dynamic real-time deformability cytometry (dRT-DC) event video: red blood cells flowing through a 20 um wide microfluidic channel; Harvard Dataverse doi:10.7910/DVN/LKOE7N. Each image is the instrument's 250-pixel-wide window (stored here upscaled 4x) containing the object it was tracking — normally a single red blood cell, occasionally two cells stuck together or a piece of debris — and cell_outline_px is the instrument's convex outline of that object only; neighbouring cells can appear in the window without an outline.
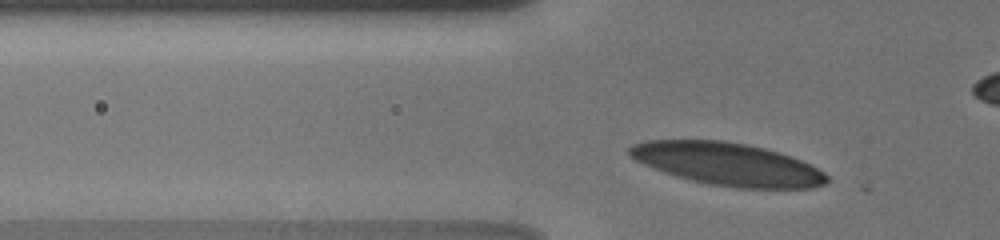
{"species": "human", "species_latin": "Homo sapiens", "temperature_condition": "cold", "stored_images_in_passage": 11, "camera_frame_rate_fps": 3000, "um_per_image_px": 0.085, "donor": {"sex": "male"}, "frame": {"image": 1, "passage_image": 5, "time_ms": 2.0, "image_size_px": [1000, 240], "cell_outline_px": [[828, 180], [824, 184], [812, 188], [736, 188], [712, 184], [692, 180], [676, 176], [644, 164], [636, 160], [628, 152], [628, 148], [632, 144], [648, 140], [720, 140], [748, 144], [764, 148], [792, 156], [824, 172], [828, 176]], "centroid_in_image_um": [61.85, 13.94], "position_along_channel_um": 63.9, "area_um2": 48.67}}
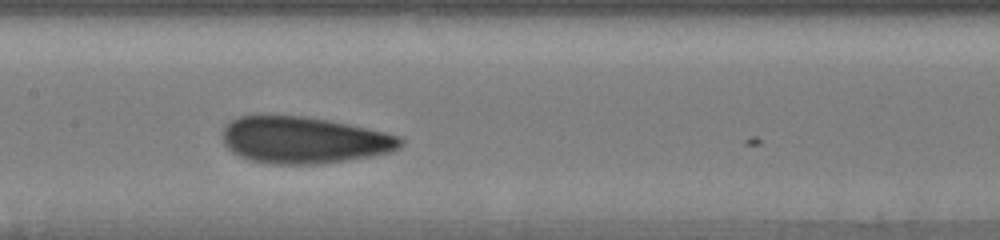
{"frame": {"image": 2, "passage_image": 10, "time_ms": 5.333, "image_size_px": [1000, 240], "cell_outline_px": [[404, 144], [400, 148], [392, 152], [372, 156], [316, 164], [272, 164], [252, 160], [240, 156], [232, 152], [224, 144], [224, 124], [240, 116], [304, 116], [332, 120], [388, 132], [400, 136], [404, 140]], "centroid_in_image_um": [25.9, 11.9], "position_along_channel_um": 181.5, "area_um2": 48.61}}
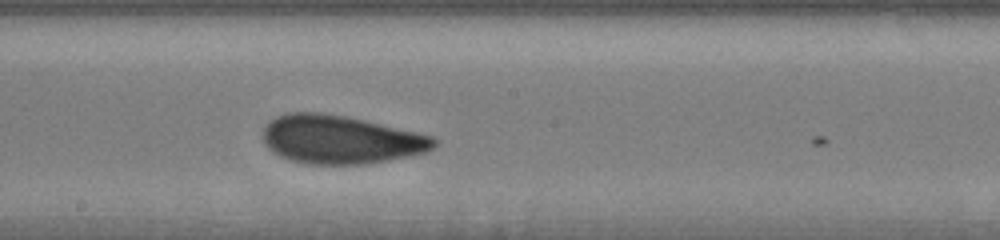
{"frame": {"image": 3, "passage_image": 11, "time_ms": 6.333, "image_size_px": [1000, 240], "cell_outline_px": [[436, 144], [428, 152], [388, 160], [364, 164], [308, 164], [292, 160], [280, 156], [272, 152], [264, 144], [264, 128], [276, 116], [288, 112], [324, 112], [364, 120], [416, 132], [432, 136], [436, 140]], "centroid_in_image_um": [28.93, 11.86], "position_along_channel_um": 219.3, "area_um2": 48.03}}